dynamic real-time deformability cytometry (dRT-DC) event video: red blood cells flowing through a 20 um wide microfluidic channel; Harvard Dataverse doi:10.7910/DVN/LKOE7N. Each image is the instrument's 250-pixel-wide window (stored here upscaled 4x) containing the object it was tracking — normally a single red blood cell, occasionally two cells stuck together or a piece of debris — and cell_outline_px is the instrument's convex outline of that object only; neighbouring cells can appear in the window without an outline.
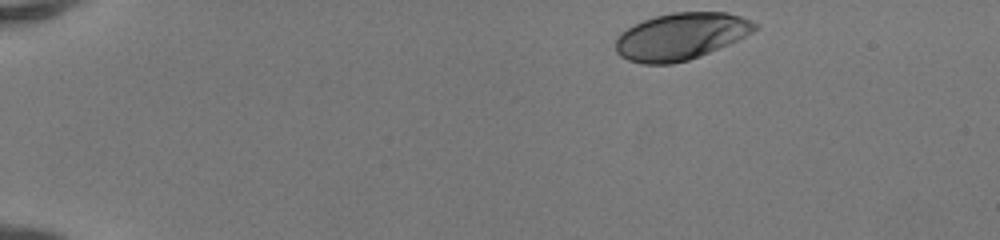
{"species": "human", "species_latin": "Homo sapiens", "temperature_condition": "room temperature", "stored_images_in_passage": 43, "camera_frame_rate_fps": 3000, "um_per_image_px": 0.085, "donor": {"sex": "female"}, "frame": {"image": 1, "passage_image": 1, "time_ms": 0.0, "image_size_px": [1000, 240], "cell_outline_px": [[760, 24], [752, 32], [728, 44], [700, 56], [688, 60], [672, 64], [644, 64], [628, 60], [620, 56], [616, 52], [616, 36], [620, 32], [644, 20], [656, 16], [672, 12], [724, 12], [740, 16]], "centroid_in_image_um": [57.85, 3.09], "position_along_channel_um": 27.1, "area_um2": 37.86}}
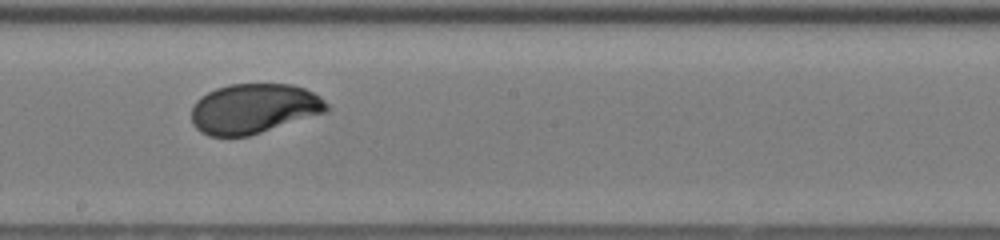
{"frame": {"image": 2, "passage_image": 23, "time_ms": 7.333, "image_size_px": [1000, 240], "cell_outline_px": [[328, 112], [248, 136], [208, 136], [200, 132], [192, 124], [192, 108], [196, 100], [200, 96], [216, 88], [228, 84], [292, 84], [304, 88], [320, 96], [328, 104]], "centroid_in_image_um": [21.57, 9.23], "position_along_channel_um": 226.6, "area_um2": 39.48}}
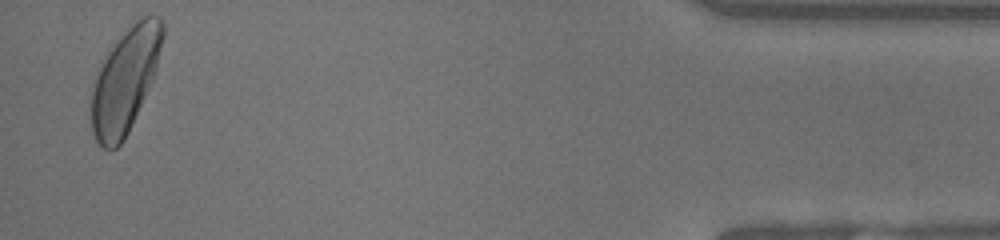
{"frame": {"image": 3, "passage_image": 42, "time_ms": 13.667, "image_size_px": [1000, 240], "cell_outline_px": [[164, 36], [156, 72], [128, 132], [124, 140], [116, 148], [108, 152], [96, 140], [92, 132], [92, 92], [96, 76], [108, 52], [132, 20], [144, 16], [160, 16], [164, 24]], "centroid_in_image_um": [10.67, 6.8], "position_along_channel_um": 424.5, "area_um2": 43.06}, "authors_computed_cell_mechanics": {"area_um2": 39.5352, "velocity_mm_per_s": 4.1661, "shape_relaxation_time_tau1_ms": 2.9501, "shape_relaxation_time_tau2_ms": null, "deformation_change_tau1": 0.1708, "deformation_change_tau2": null}}